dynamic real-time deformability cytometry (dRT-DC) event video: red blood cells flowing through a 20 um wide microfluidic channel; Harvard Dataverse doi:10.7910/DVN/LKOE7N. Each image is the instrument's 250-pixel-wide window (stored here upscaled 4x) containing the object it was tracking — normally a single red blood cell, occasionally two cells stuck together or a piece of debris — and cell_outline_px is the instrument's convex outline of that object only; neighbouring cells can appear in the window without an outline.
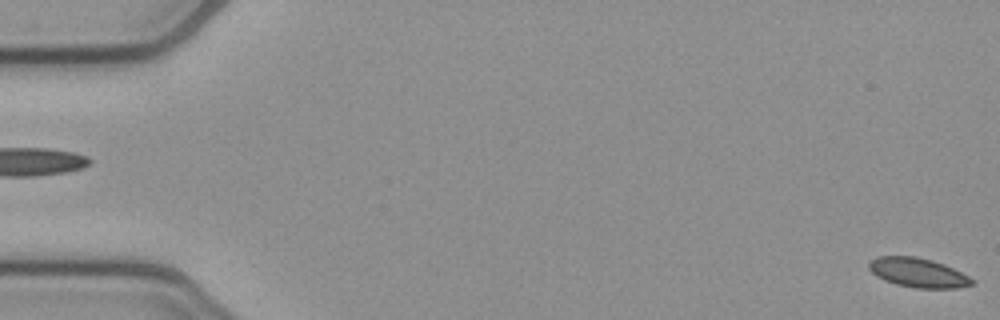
{"species": "common noctule bat (a hibernating species)", "species_latin": "Nyctalus noctula", "temperature_condition": "cold", "stored_images_in_passage": 54, "camera_frame_rate_fps": 3000, "um_per_image_px": 0.085, "animal": {"sex": "female", "body_mass_g": 21.9}, "frame": {"image": 1, "passage_image": 1, "time_ms": 0.0, "image_size_px": [1000, 320], "cell_outline_px": [[976, 284], [956, 288], [916, 288], [896, 284], [884, 280], [876, 276], [868, 268], [868, 264], [876, 256], [916, 256], [932, 260], [944, 264], [976, 280]], "centroid_in_image_um": [78.04, 23.18], "position_along_channel_um": 7.0, "area_um2": 17.69}}
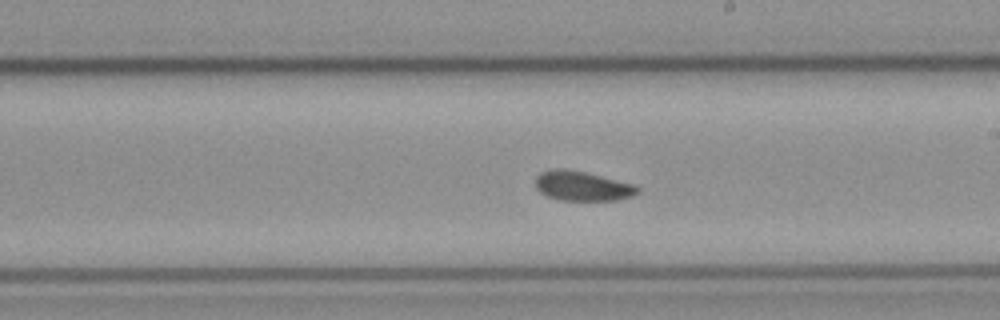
{"frame": {"image": 2, "passage_image": 31, "time_ms": 10.0, "image_size_px": [1000, 320], "cell_outline_px": [[640, 192], [632, 196], [616, 200], [560, 200], [548, 196], [540, 192], [536, 188], [536, 176], [540, 172], [552, 168], [564, 168], [584, 172], [632, 184], [640, 188]], "centroid_in_image_um": [49.46, 15.81], "position_along_channel_um": 239.5, "area_um2": 17.51}}
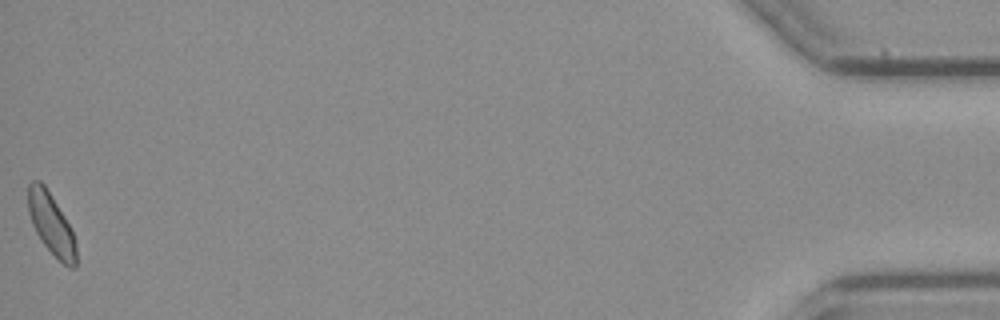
{"frame": {"image": 3, "passage_image": 54, "time_ms": 17.667, "image_size_px": [1000, 320], "cell_outline_px": [[76, 268], [68, 268], [44, 244], [36, 232], [32, 224], [28, 212], [28, 184], [32, 180], [40, 180], [44, 184], [64, 216], [72, 232], [76, 244]], "centroid_in_image_um": [4.34, 19.03], "position_along_channel_um": 430.9, "area_um2": 16.88}, "authors_computed_cell_mechanics": {"area_um2": 17.6868, "velocity_mm_per_s": 3.843, "shape_relaxation_time_tau1_ms": 5.4369, "shape_relaxation_time_tau2_ms": null, "deformation_change_tau1": 0.0767, "deformation_change_tau2": null}}